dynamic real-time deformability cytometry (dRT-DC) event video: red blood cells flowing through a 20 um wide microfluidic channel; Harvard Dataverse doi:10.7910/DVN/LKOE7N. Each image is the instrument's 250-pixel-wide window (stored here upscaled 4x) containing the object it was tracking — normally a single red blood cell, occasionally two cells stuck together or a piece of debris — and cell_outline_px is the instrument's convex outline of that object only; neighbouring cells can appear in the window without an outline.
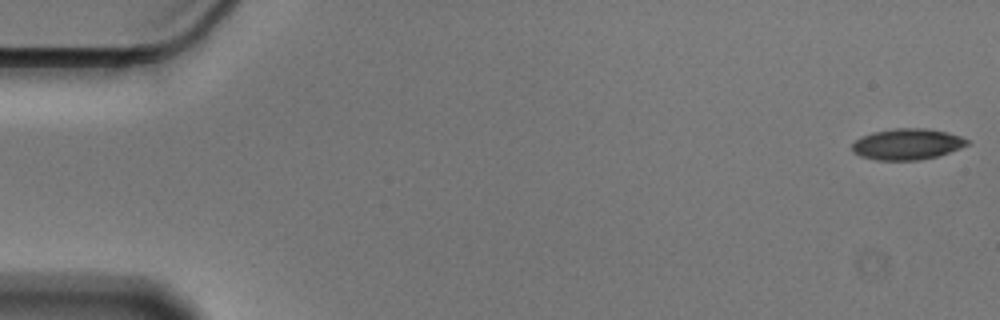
{"species": "Egyptian fruit bat (a non-hibernating species)", "species_latin": "Rousettus aegyptiacus", "temperature_condition": "cold", "stored_images_in_passage": 56, "camera_frame_rate_fps": 3000, "um_per_image_px": 0.085, "animal": {"sex": "male"}, "frame": {"image": 1, "passage_image": 1, "time_ms": 0.0, "image_size_px": [1000, 320], "cell_outline_px": [[972, 144], [936, 156], [920, 160], [876, 160], [860, 156], [852, 152], [852, 144], [860, 136], [872, 132], [892, 128], [928, 128], [948, 132], [960, 136], [968, 140]], "centroid_in_image_um": [77.1, 12.24], "position_along_channel_um": 7.9, "area_um2": 21.04}}
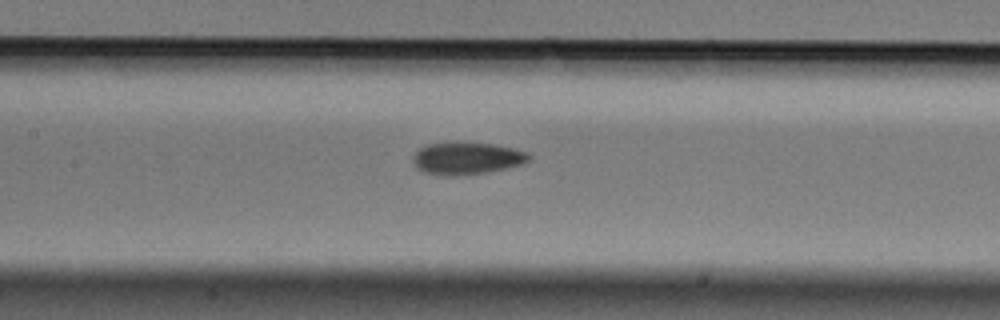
{"frame": {"image": 2, "passage_image": 26, "time_ms": 8.333, "image_size_px": [1000, 320], "cell_outline_px": [[532, 156], [524, 164], [508, 168], [488, 172], [452, 176], [444, 176], [424, 172], [416, 168], [412, 160], [412, 156], [420, 148], [428, 144], [492, 144], [512, 148], [528, 152]], "centroid_in_image_um": [39.69, 13.49], "position_along_channel_um": 167.7, "area_um2": 21.44}}
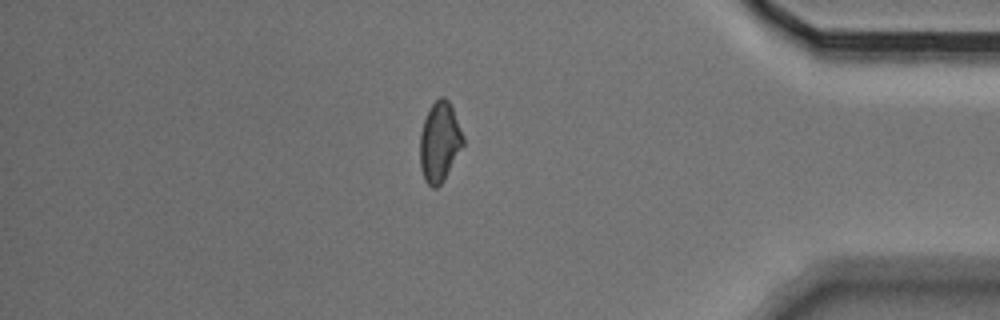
{"frame": {"image": 3, "passage_image": 48, "time_ms": 15.667, "image_size_px": [1000, 320], "cell_outline_px": [[464, 144], [444, 180], [436, 188], [432, 188], [424, 180], [420, 168], [420, 132], [424, 120], [432, 104], [440, 96], [444, 96], [448, 100], [452, 108], [464, 136]], "centroid_in_image_um": [37.36, 12.08], "position_along_channel_um": 397.8, "area_um2": 20.06}}